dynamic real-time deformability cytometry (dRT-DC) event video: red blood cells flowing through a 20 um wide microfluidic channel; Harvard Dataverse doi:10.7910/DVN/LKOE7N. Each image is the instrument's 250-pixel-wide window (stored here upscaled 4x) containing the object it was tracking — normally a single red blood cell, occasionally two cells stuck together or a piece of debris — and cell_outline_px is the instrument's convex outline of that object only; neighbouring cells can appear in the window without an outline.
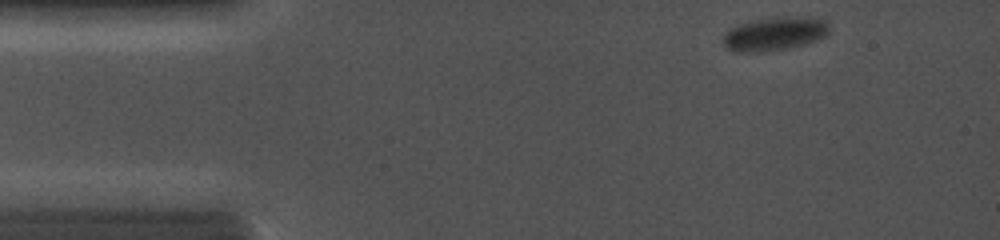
{"species": "common noctule bat (a hibernating species)", "species_latin": "Nyctalus noctula", "temperature_condition": "cold", "stored_images_in_passage": 55, "camera_frame_rate_fps": 5000, "um_per_image_px": 0.085, "animal": {"sex": "female", "body_mass_g": 19.0, "forearm_length_mm": 56.7}, "frame": {"image": 1, "passage_image": 2, "time_ms": 0.2, "image_size_px": [1000, 240], "cell_outline_px": [[828, 32], [824, 36], [816, 40], [804, 44], [784, 48], [756, 52], [736, 52], [728, 48], [724, 44], [724, 32], [728, 28], [740, 24], [756, 20], [776, 16], [780, 16], [824, 20], [828, 24]], "centroid_in_image_um": [65.78, 2.87], "position_along_channel_um": 19.2, "area_um2": 20.23}}
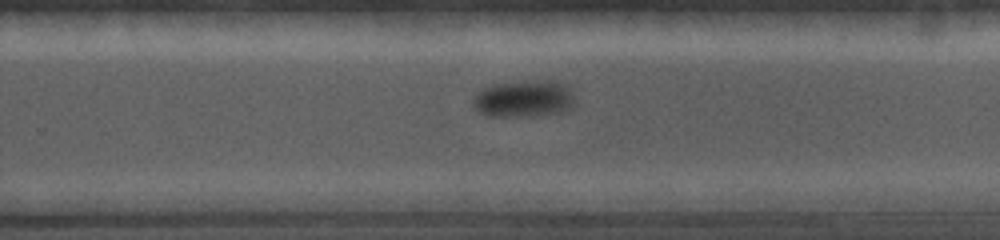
{"frame": {"image": 2, "passage_image": 33, "time_ms": 8.4, "image_size_px": [1000, 240], "cell_outline_px": [[576, 104], [564, 112], [532, 116], [488, 116], [480, 112], [476, 108], [472, 100], [484, 88], [496, 84], [532, 80], [548, 80], [564, 84], [572, 92]], "centroid_in_image_um": [44.59, 8.4], "position_along_channel_um": 285.2, "area_um2": 21.79}}
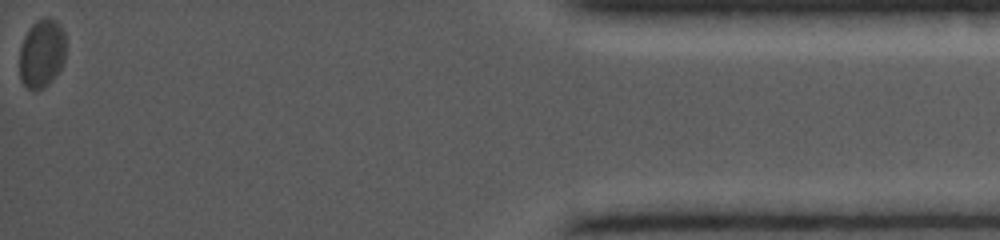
{"frame": {"image": 3, "passage_image": 55, "time_ms": 13.6, "image_size_px": [1000, 240], "cell_outline_px": [[64, 60], [56, 76], [48, 84], [36, 92], [32, 92], [20, 80], [20, 48], [24, 36], [28, 28], [36, 20], [44, 16], [48, 16], [56, 20], [60, 24], [64, 32]], "centroid_in_image_um": [3.54, 4.53], "position_along_channel_um": 431.7, "area_um2": 18.79}}